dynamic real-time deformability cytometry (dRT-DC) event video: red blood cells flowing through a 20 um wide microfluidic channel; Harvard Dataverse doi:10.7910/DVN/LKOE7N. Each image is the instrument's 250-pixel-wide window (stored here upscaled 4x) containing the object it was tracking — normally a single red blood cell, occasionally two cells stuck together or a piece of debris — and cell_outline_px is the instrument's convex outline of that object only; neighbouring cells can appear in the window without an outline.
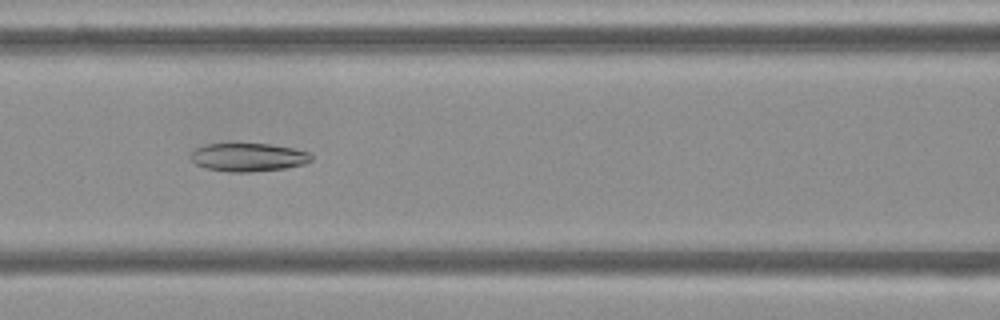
{"species": "Egyptian fruit bat (a non-hibernating species)", "species_latin": "Rousettus aegyptiacus", "temperature_condition": "cold", "stored_images_in_passage": 53, "camera_frame_rate_fps": 3000, "um_per_image_px": 0.085, "frame": {"image": 1, "passage_image": 22, "time_ms": 7.0, "image_size_px": [1000, 320], "cell_outline_px": [[312, 160], [304, 164], [284, 168], [248, 172], [228, 172], [208, 168], [196, 164], [192, 160], [192, 152], [196, 148], [204, 144], [232, 140], [236, 140], [268, 144], [292, 148], [308, 152], [312, 156]], "centroid_in_image_um": [21.06, 13.3], "position_along_channel_um": 145.5, "area_um2": 20.58}}
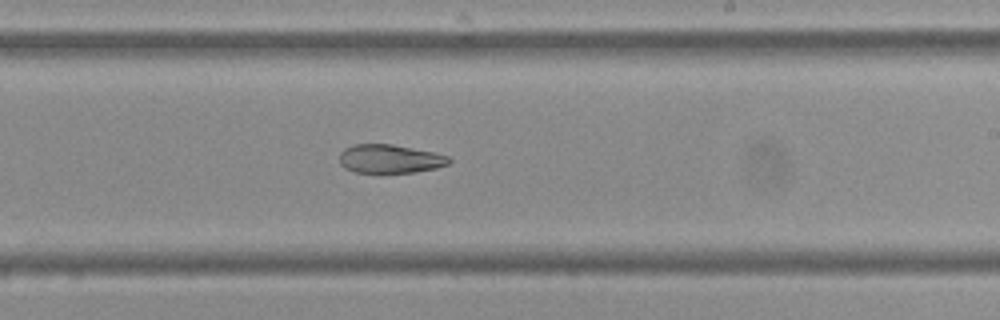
{"frame": {"image": 2, "passage_image": 31, "time_ms": 10.0, "image_size_px": [1000, 320], "cell_outline_px": [[452, 160], [448, 164], [436, 168], [416, 172], [352, 172], [344, 168], [340, 164], [340, 152], [344, 148], [352, 144], [392, 144], [432, 152], [448, 156]], "centroid_in_image_um": [33.11, 13.5], "position_along_channel_um": 255.9, "area_um2": 18.26}}
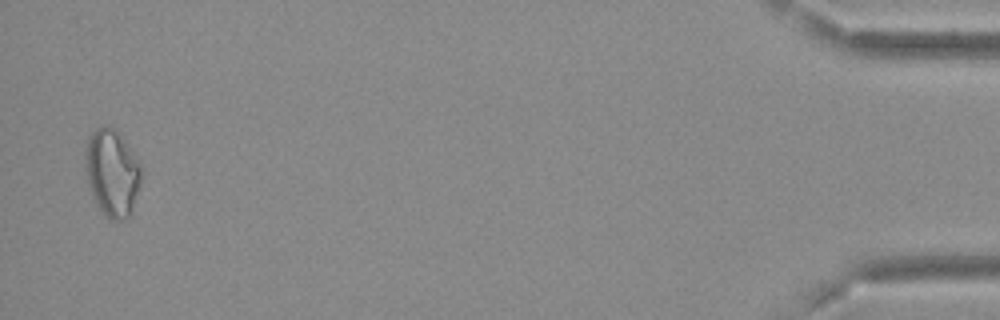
{"frame": {"image": 3, "passage_image": 52, "time_ms": 17.0, "image_size_px": [1000, 320], "cell_outline_px": [[140, 184], [132, 212], [124, 220], [112, 220], [104, 216], [100, 212], [92, 196], [88, 184], [84, 156], [84, 148], [88, 136], [96, 128], [104, 124], [108, 124], [116, 128], [120, 132], [140, 164]], "centroid_in_image_um": [9.5, 14.65], "position_along_channel_um": 425.7, "area_um2": 28.96}, "authors_computed_cell_mechanics": {"area_um2": 23.8714, "velocity_mm_per_s": 3.6884, "shape_relaxation_time_tau1_ms": null, "shape_relaxation_time_tau2_ms": 6.8652, "deformation_change_tau1": null, "deformation_change_tau2": 0.1388}}